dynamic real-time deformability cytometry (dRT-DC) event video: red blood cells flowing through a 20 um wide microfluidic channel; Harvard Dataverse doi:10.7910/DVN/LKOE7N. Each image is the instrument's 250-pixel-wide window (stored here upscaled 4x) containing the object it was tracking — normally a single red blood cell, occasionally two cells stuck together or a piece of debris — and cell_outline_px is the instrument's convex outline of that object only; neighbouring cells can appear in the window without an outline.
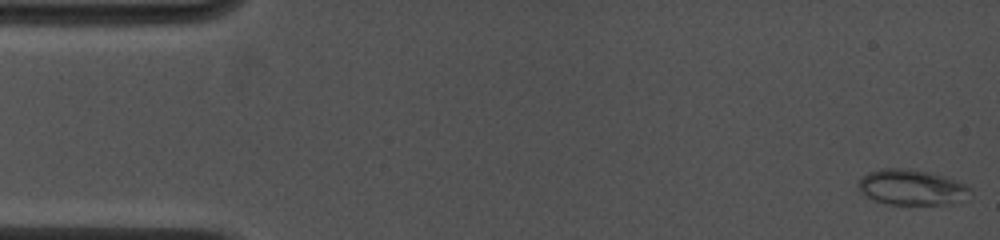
{"species": "common noctule bat (a hibernating species)", "species_latin": "Nyctalus noctula", "temperature_condition": "cold", "stored_images_in_passage": 48, "camera_frame_rate_fps": 4500, "um_per_image_px": 0.085, "animal": {"sex": "female", "body_mass_g": 19.0, "forearm_length_mm": 53.3}, "frame": {"image": 1, "passage_image": 1, "time_ms": 0.0, "image_size_px": [1000, 240], "cell_outline_px": [[972, 188], [952, 204], [888, 204], [872, 200], [860, 192], [856, 184], [860, 176], [868, 172], [880, 168], [908, 168], [928, 172], [944, 176], [968, 184]], "centroid_in_image_um": [77.38, 15.9], "position_along_channel_um": 7.6, "area_um2": 23.18}}
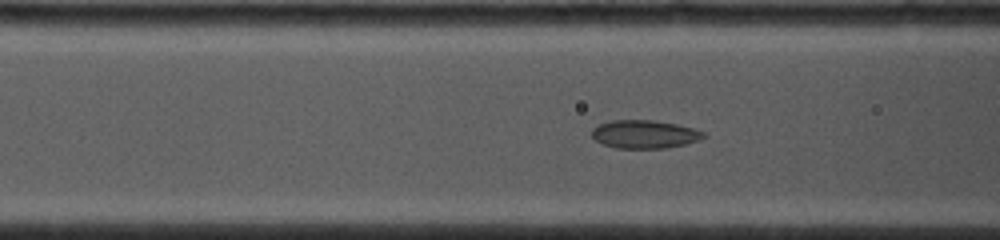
{"frame": {"image": 2, "passage_image": 31, "time_ms": 5.778, "image_size_px": [1000, 240], "cell_outline_px": [[708, 136], [684, 144], [664, 148], [616, 148], [604, 144], [596, 140], [592, 136], [592, 128], [600, 124], [612, 120], [652, 120], [676, 124], [692, 128], [704, 132]], "centroid_in_image_um": [54.77, 11.4], "position_along_channel_um": 111.8, "area_um2": 18.15}}
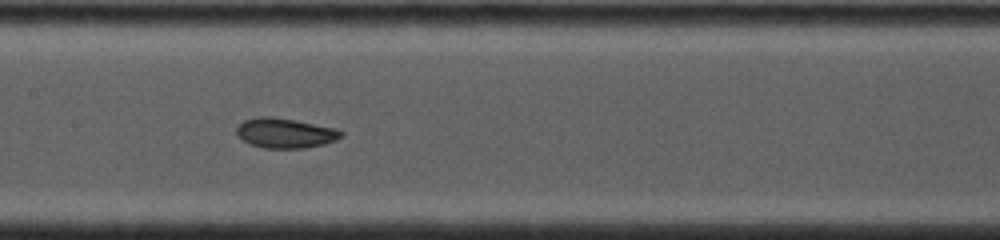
{"frame": {"image": 3, "passage_image": 47, "time_ms": 7.556, "image_size_px": [1000, 240], "cell_outline_px": [[344, 136], [336, 140], [324, 144], [304, 148], [264, 148], [252, 144], [244, 140], [236, 132], [236, 128], [244, 120], [260, 116], [272, 116], [296, 120], [340, 128], [344, 132]], "centroid_in_image_um": [24.32, 11.29], "position_along_channel_um": 183.1, "area_um2": 18.38}}